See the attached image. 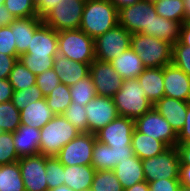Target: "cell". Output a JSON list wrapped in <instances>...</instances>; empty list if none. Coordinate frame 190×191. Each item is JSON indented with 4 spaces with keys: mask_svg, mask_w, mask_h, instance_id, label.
Wrapping results in <instances>:
<instances>
[{
    "mask_svg": "<svg viewBox=\"0 0 190 191\" xmlns=\"http://www.w3.org/2000/svg\"><path fill=\"white\" fill-rule=\"evenodd\" d=\"M119 24L118 10L108 0H86L80 30L96 39Z\"/></svg>",
    "mask_w": 190,
    "mask_h": 191,
    "instance_id": "6da1fadb",
    "label": "cell"
},
{
    "mask_svg": "<svg viewBox=\"0 0 190 191\" xmlns=\"http://www.w3.org/2000/svg\"><path fill=\"white\" fill-rule=\"evenodd\" d=\"M130 47L146 68L164 67L172 63L173 45L156 37L134 33Z\"/></svg>",
    "mask_w": 190,
    "mask_h": 191,
    "instance_id": "7a4b0ae2",
    "label": "cell"
},
{
    "mask_svg": "<svg viewBox=\"0 0 190 191\" xmlns=\"http://www.w3.org/2000/svg\"><path fill=\"white\" fill-rule=\"evenodd\" d=\"M80 133L62 114L55 115L40 129V154L57 155L63 146Z\"/></svg>",
    "mask_w": 190,
    "mask_h": 191,
    "instance_id": "3957f363",
    "label": "cell"
},
{
    "mask_svg": "<svg viewBox=\"0 0 190 191\" xmlns=\"http://www.w3.org/2000/svg\"><path fill=\"white\" fill-rule=\"evenodd\" d=\"M113 100L119 116L134 120L153 108L137 78L124 80Z\"/></svg>",
    "mask_w": 190,
    "mask_h": 191,
    "instance_id": "277c9868",
    "label": "cell"
},
{
    "mask_svg": "<svg viewBox=\"0 0 190 191\" xmlns=\"http://www.w3.org/2000/svg\"><path fill=\"white\" fill-rule=\"evenodd\" d=\"M58 54L81 63H92L95 57L94 39L80 29L58 32Z\"/></svg>",
    "mask_w": 190,
    "mask_h": 191,
    "instance_id": "5b68a950",
    "label": "cell"
},
{
    "mask_svg": "<svg viewBox=\"0 0 190 191\" xmlns=\"http://www.w3.org/2000/svg\"><path fill=\"white\" fill-rule=\"evenodd\" d=\"M158 14L153 3L141 0L118 11L119 25L129 33L152 36L154 17Z\"/></svg>",
    "mask_w": 190,
    "mask_h": 191,
    "instance_id": "8992f818",
    "label": "cell"
},
{
    "mask_svg": "<svg viewBox=\"0 0 190 191\" xmlns=\"http://www.w3.org/2000/svg\"><path fill=\"white\" fill-rule=\"evenodd\" d=\"M84 4L85 0H61L42 17V21L58 32L79 29Z\"/></svg>",
    "mask_w": 190,
    "mask_h": 191,
    "instance_id": "52a82bcc",
    "label": "cell"
},
{
    "mask_svg": "<svg viewBox=\"0 0 190 191\" xmlns=\"http://www.w3.org/2000/svg\"><path fill=\"white\" fill-rule=\"evenodd\" d=\"M145 181L179 179L180 157L177 147H169L163 153L142 160Z\"/></svg>",
    "mask_w": 190,
    "mask_h": 191,
    "instance_id": "ba28073f",
    "label": "cell"
},
{
    "mask_svg": "<svg viewBox=\"0 0 190 191\" xmlns=\"http://www.w3.org/2000/svg\"><path fill=\"white\" fill-rule=\"evenodd\" d=\"M131 35L118 24L94 39L96 59L111 62L130 47Z\"/></svg>",
    "mask_w": 190,
    "mask_h": 191,
    "instance_id": "9c48e42d",
    "label": "cell"
},
{
    "mask_svg": "<svg viewBox=\"0 0 190 191\" xmlns=\"http://www.w3.org/2000/svg\"><path fill=\"white\" fill-rule=\"evenodd\" d=\"M96 140L95 134L89 132L80 133L63 146L55 157L64 166L92 165L93 146Z\"/></svg>",
    "mask_w": 190,
    "mask_h": 191,
    "instance_id": "30bf717a",
    "label": "cell"
},
{
    "mask_svg": "<svg viewBox=\"0 0 190 191\" xmlns=\"http://www.w3.org/2000/svg\"><path fill=\"white\" fill-rule=\"evenodd\" d=\"M134 121L139 132L164 142L168 147L177 146V133L154 107Z\"/></svg>",
    "mask_w": 190,
    "mask_h": 191,
    "instance_id": "8fae6325",
    "label": "cell"
},
{
    "mask_svg": "<svg viewBox=\"0 0 190 191\" xmlns=\"http://www.w3.org/2000/svg\"><path fill=\"white\" fill-rule=\"evenodd\" d=\"M90 75L97 95L113 98L124 79L113 69L111 62L95 59L90 64Z\"/></svg>",
    "mask_w": 190,
    "mask_h": 191,
    "instance_id": "7c38bea8",
    "label": "cell"
},
{
    "mask_svg": "<svg viewBox=\"0 0 190 191\" xmlns=\"http://www.w3.org/2000/svg\"><path fill=\"white\" fill-rule=\"evenodd\" d=\"M25 191H48L46 156L37 154L18 160Z\"/></svg>",
    "mask_w": 190,
    "mask_h": 191,
    "instance_id": "4fadbf2b",
    "label": "cell"
},
{
    "mask_svg": "<svg viewBox=\"0 0 190 191\" xmlns=\"http://www.w3.org/2000/svg\"><path fill=\"white\" fill-rule=\"evenodd\" d=\"M85 110L88 132L91 134H96L119 116L113 98L103 95H96L85 105Z\"/></svg>",
    "mask_w": 190,
    "mask_h": 191,
    "instance_id": "5bb4252c",
    "label": "cell"
},
{
    "mask_svg": "<svg viewBox=\"0 0 190 191\" xmlns=\"http://www.w3.org/2000/svg\"><path fill=\"white\" fill-rule=\"evenodd\" d=\"M134 129V119L118 116L95 135L99 142L104 143L109 147H126L132 145Z\"/></svg>",
    "mask_w": 190,
    "mask_h": 191,
    "instance_id": "9a60e30c",
    "label": "cell"
},
{
    "mask_svg": "<svg viewBox=\"0 0 190 191\" xmlns=\"http://www.w3.org/2000/svg\"><path fill=\"white\" fill-rule=\"evenodd\" d=\"M164 96L182 101L190 98V76L173 63L163 67Z\"/></svg>",
    "mask_w": 190,
    "mask_h": 191,
    "instance_id": "2e32d148",
    "label": "cell"
},
{
    "mask_svg": "<svg viewBox=\"0 0 190 191\" xmlns=\"http://www.w3.org/2000/svg\"><path fill=\"white\" fill-rule=\"evenodd\" d=\"M26 53L30 56H57L58 31L43 23L34 32Z\"/></svg>",
    "mask_w": 190,
    "mask_h": 191,
    "instance_id": "e0dca14e",
    "label": "cell"
},
{
    "mask_svg": "<svg viewBox=\"0 0 190 191\" xmlns=\"http://www.w3.org/2000/svg\"><path fill=\"white\" fill-rule=\"evenodd\" d=\"M188 103L189 101L164 96L153 107L170 123L171 127L178 134L185 123Z\"/></svg>",
    "mask_w": 190,
    "mask_h": 191,
    "instance_id": "ac0fdd59",
    "label": "cell"
},
{
    "mask_svg": "<svg viewBox=\"0 0 190 191\" xmlns=\"http://www.w3.org/2000/svg\"><path fill=\"white\" fill-rule=\"evenodd\" d=\"M90 64L77 62L58 54L54 59L53 69L60 77L61 83L71 87L90 73Z\"/></svg>",
    "mask_w": 190,
    "mask_h": 191,
    "instance_id": "d6986e66",
    "label": "cell"
},
{
    "mask_svg": "<svg viewBox=\"0 0 190 191\" xmlns=\"http://www.w3.org/2000/svg\"><path fill=\"white\" fill-rule=\"evenodd\" d=\"M40 129L23 124L13 132V142L19 158L40 154Z\"/></svg>",
    "mask_w": 190,
    "mask_h": 191,
    "instance_id": "ffe728a7",
    "label": "cell"
},
{
    "mask_svg": "<svg viewBox=\"0 0 190 191\" xmlns=\"http://www.w3.org/2000/svg\"><path fill=\"white\" fill-rule=\"evenodd\" d=\"M43 24L42 18L28 17L15 19L11 24V30L14 31V40L16 42V52L20 56L26 53L30 45L34 32Z\"/></svg>",
    "mask_w": 190,
    "mask_h": 191,
    "instance_id": "44dd1931",
    "label": "cell"
},
{
    "mask_svg": "<svg viewBox=\"0 0 190 191\" xmlns=\"http://www.w3.org/2000/svg\"><path fill=\"white\" fill-rule=\"evenodd\" d=\"M113 172L123 189L145 181L142 160L136 155L124 161H119Z\"/></svg>",
    "mask_w": 190,
    "mask_h": 191,
    "instance_id": "7402d4cb",
    "label": "cell"
},
{
    "mask_svg": "<svg viewBox=\"0 0 190 191\" xmlns=\"http://www.w3.org/2000/svg\"><path fill=\"white\" fill-rule=\"evenodd\" d=\"M95 173L92 165L64 166V185L74 191H89Z\"/></svg>",
    "mask_w": 190,
    "mask_h": 191,
    "instance_id": "603a6c76",
    "label": "cell"
},
{
    "mask_svg": "<svg viewBox=\"0 0 190 191\" xmlns=\"http://www.w3.org/2000/svg\"><path fill=\"white\" fill-rule=\"evenodd\" d=\"M111 64L113 69L124 80L137 78L146 68L131 47L121 52L118 57L111 61Z\"/></svg>",
    "mask_w": 190,
    "mask_h": 191,
    "instance_id": "cb8c5ba5",
    "label": "cell"
},
{
    "mask_svg": "<svg viewBox=\"0 0 190 191\" xmlns=\"http://www.w3.org/2000/svg\"><path fill=\"white\" fill-rule=\"evenodd\" d=\"M54 116L55 114L47 105L45 98L34 101L20 110L21 124L38 129H41Z\"/></svg>",
    "mask_w": 190,
    "mask_h": 191,
    "instance_id": "d4e9b609",
    "label": "cell"
},
{
    "mask_svg": "<svg viewBox=\"0 0 190 191\" xmlns=\"http://www.w3.org/2000/svg\"><path fill=\"white\" fill-rule=\"evenodd\" d=\"M137 79L153 105L164 97L163 67L145 68Z\"/></svg>",
    "mask_w": 190,
    "mask_h": 191,
    "instance_id": "484cf974",
    "label": "cell"
},
{
    "mask_svg": "<svg viewBox=\"0 0 190 191\" xmlns=\"http://www.w3.org/2000/svg\"><path fill=\"white\" fill-rule=\"evenodd\" d=\"M132 148L134 154L143 160L159 155L169 147L164 142L141 133L135 128L132 136Z\"/></svg>",
    "mask_w": 190,
    "mask_h": 191,
    "instance_id": "4316f807",
    "label": "cell"
},
{
    "mask_svg": "<svg viewBox=\"0 0 190 191\" xmlns=\"http://www.w3.org/2000/svg\"><path fill=\"white\" fill-rule=\"evenodd\" d=\"M0 191H25L18 161L0 165Z\"/></svg>",
    "mask_w": 190,
    "mask_h": 191,
    "instance_id": "83f0119b",
    "label": "cell"
},
{
    "mask_svg": "<svg viewBox=\"0 0 190 191\" xmlns=\"http://www.w3.org/2000/svg\"><path fill=\"white\" fill-rule=\"evenodd\" d=\"M181 25L157 15L154 17L152 36L173 45L179 40Z\"/></svg>",
    "mask_w": 190,
    "mask_h": 191,
    "instance_id": "f1b7e54d",
    "label": "cell"
},
{
    "mask_svg": "<svg viewBox=\"0 0 190 191\" xmlns=\"http://www.w3.org/2000/svg\"><path fill=\"white\" fill-rule=\"evenodd\" d=\"M153 5L159 16L181 24L185 22L183 0H157Z\"/></svg>",
    "mask_w": 190,
    "mask_h": 191,
    "instance_id": "f546056e",
    "label": "cell"
},
{
    "mask_svg": "<svg viewBox=\"0 0 190 191\" xmlns=\"http://www.w3.org/2000/svg\"><path fill=\"white\" fill-rule=\"evenodd\" d=\"M69 89L72 102L82 106L87 105L97 95L90 73L78 80L77 83L73 84Z\"/></svg>",
    "mask_w": 190,
    "mask_h": 191,
    "instance_id": "4dcf8cb0",
    "label": "cell"
},
{
    "mask_svg": "<svg viewBox=\"0 0 190 191\" xmlns=\"http://www.w3.org/2000/svg\"><path fill=\"white\" fill-rule=\"evenodd\" d=\"M45 100L55 115L62 114L72 102L70 89L60 83L45 97Z\"/></svg>",
    "mask_w": 190,
    "mask_h": 191,
    "instance_id": "1f68e13d",
    "label": "cell"
},
{
    "mask_svg": "<svg viewBox=\"0 0 190 191\" xmlns=\"http://www.w3.org/2000/svg\"><path fill=\"white\" fill-rule=\"evenodd\" d=\"M8 80L14 91L36 85V75L28 70L19 59L15 62Z\"/></svg>",
    "mask_w": 190,
    "mask_h": 191,
    "instance_id": "d6a6232c",
    "label": "cell"
},
{
    "mask_svg": "<svg viewBox=\"0 0 190 191\" xmlns=\"http://www.w3.org/2000/svg\"><path fill=\"white\" fill-rule=\"evenodd\" d=\"M92 166L95 168L96 171L113 170V148L96 140L93 146Z\"/></svg>",
    "mask_w": 190,
    "mask_h": 191,
    "instance_id": "836d02e7",
    "label": "cell"
},
{
    "mask_svg": "<svg viewBox=\"0 0 190 191\" xmlns=\"http://www.w3.org/2000/svg\"><path fill=\"white\" fill-rule=\"evenodd\" d=\"M20 124V111L12 101L0 103V131L15 132Z\"/></svg>",
    "mask_w": 190,
    "mask_h": 191,
    "instance_id": "e575fe53",
    "label": "cell"
},
{
    "mask_svg": "<svg viewBox=\"0 0 190 191\" xmlns=\"http://www.w3.org/2000/svg\"><path fill=\"white\" fill-rule=\"evenodd\" d=\"M91 191H123V187L113 170L96 171Z\"/></svg>",
    "mask_w": 190,
    "mask_h": 191,
    "instance_id": "d590c367",
    "label": "cell"
},
{
    "mask_svg": "<svg viewBox=\"0 0 190 191\" xmlns=\"http://www.w3.org/2000/svg\"><path fill=\"white\" fill-rule=\"evenodd\" d=\"M55 57L56 56H30L28 53H23L18 59L28 70L37 76L53 68Z\"/></svg>",
    "mask_w": 190,
    "mask_h": 191,
    "instance_id": "8d00e7d4",
    "label": "cell"
},
{
    "mask_svg": "<svg viewBox=\"0 0 190 191\" xmlns=\"http://www.w3.org/2000/svg\"><path fill=\"white\" fill-rule=\"evenodd\" d=\"M4 6L15 19L38 16L36 0H4Z\"/></svg>",
    "mask_w": 190,
    "mask_h": 191,
    "instance_id": "74e56055",
    "label": "cell"
},
{
    "mask_svg": "<svg viewBox=\"0 0 190 191\" xmlns=\"http://www.w3.org/2000/svg\"><path fill=\"white\" fill-rule=\"evenodd\" d=\"M48 189L64 185V165L55 156H46Z\"/></svg>",
    "mask_w": 190,
    "mask_h": 191,
    "instance_id": "f35d334b",
    "label": "cell"
},
{
    "mask_svg": "<svg viewBox=\"0 0 190 191\" xmlns=\"http://www.w3.org/2000/svg\"><path fill=\"white\" fill-rule=\"evenodd\" d=\"M62 115L81 133L88 132L85 106L71 102Z\"/></svg>",
    "mask_w": 190,
    "mask_h": 191,
    "instance_id": "ab89813d",
    "label": "cell"
},
{
    "mask_svg": "<svg viewBox=\"0 0 190 191\" xmlns=\"http://www.w3.org/2000/svg\"><path fill=\"white\" fill-rule=\"evenodd\" d=\"M20 158L17 155L13 142V132L0 133V165L17 162Z\"/></svg>",
    "mask_w": 190,
    "mask_h": 191,
    "instance_id": "60d3db41",
    "label": "cell"
},
{
    "mask_svg": "<svg viewBox=\"0 0 190 191\" xmlns=\"http://www.w3.org/2000/svg\"><path fill=\"white\" fill-rule=\"evenodd\" d=\"M44 98H45L44 95L37 87V85H32L28 88L19 91H14L11 101L20 111L29 104L33 103L34 101Z\"/></svg>",
    "mask_w": 190,
    "mask_h": 191,
    "instance_id": "b9f144b4",
    "label": "cell"
},
{
    "mask_svg": "<svg viewBox=\"0 0 190 191\" xmlns=\"http://www.w3.org/2000/svg\"><path fill=\"white\" fill-rule=\"evenodd\" d=\"M172 63L190 76V46L179 40L173 44Z\"/></svg>",
    "mask_w": 190,
    "mask_h": 191,
    "instance_id": "7bdbcfd3",
    "label": "cell"
},
{
    "mask_svg": "<svg viewBox=\"0 0 190 191\" xmlns=\"http://www.w3.org/2000/svg\"><path fill=\"white\" fill-rule=\"evenodd\" d=\"M60 83V77L53 68L36 76V85L44 97H46Z\"/></svg>",
    "mask_w": 190,
    "mask_h": 191,
    "instance_id": "ee69618b",
    "label": "cell"
},
{
    "mask_svg": "<svg viewBox=\"0 0 190 191\" xmlns=\"http://www.w3.org/2000/svg\"><path fill=\"white\" fill-rule=\"evenodd\" d=\"M0 53L11 56H19L16 52L14 31L11 30L10 25H4L0 28Z\"/></svg>",
    "mask_w": 190,
    "mask_h": 191,
    "instance_id": "f6af8a7d",
    "label": "cell"
},
{
    "mask_svg": "<svg viewBox=\"0 0 190 191\" xmlns=\"http://www.w3.org/2000/svg\"><path fill=\"white\" fill-rule=\"evenodd\" d=\"M150 191H178L181 185L179 179H158L148 182Z\"/></svg>",
    "mask_w": 190,
    "mask_h": 191,
    "instance_id": "bcb514c9",
    "label": "cell"
},
{
    "mask_svg": "<svg viewBox=\"0 0 190 191\" xmlns=\"http://www.w3.org/2000/svg\"><path fill=\"white\" fill-rule=\"evenodd\" d=\"M19 56H11L0 53V79H8L10 72Z\"/></svg>",
    "mask_w": 190,
    "mask_h": 191,
    "instance_id": "7dc6e473",
    "label": "cell"
},
{
    "mask_svg": "<svg viewBox=\"0 0 190 191\" xmlns=\"http://www.w3.org/2000/svg\"><path fill=\"white\" fill-rule=\"evenodd\" d=\"M112 148L114 155V168L116 167L119 161H124L125 159L135 156L132 145H128L126 147L112 146Z\"/></svg>",
    "mask_w": 190,
    "mask_h": 191,
    "instance_id": "c3c4849f",
    "label": "cell"
},
{
    "mask_svg": "<svg viewBox=\"0 0 190 191\" xmlns=\"http://www.w3.org/2000/svg\"><path fill=\"white\" fill-rule=\"evenodd\" d=\"M187 141H190V102L188 103L184 126L177 134V144H182Z\"/></svg>",
    "mask_w": 190,
    "mask_h": 191,
    "instance_id": "681fc988",
    "label": "cell"
},
{
    "mask_svg": "<svg viewBox=\"0 0 190 191\" xmlns=\"http://www.w3.org/2000/svg\"><path fill=\"white\" fill-rule=\"evenodd\" d=\"M13 87L8 79H0V103L12 100Z\"/></svg>",
    "mask_w": 190,
    "mask_h": 191,
    "instance_id": "f907efd6",
    "label": "cell"
},
{
    "mask_svg": "<svg viewBox=\"0 0 190 191\" xmlns=\"http://www.w3.org/2000/svg\"><path fill=\"white\" fill-rule=\"evenodd\" d=\"M61 0H36V11L39 17H43L49 10L54 8Z\"/></svg>",
    "mask_w": 190,
    "mask_h": 191,
    "instance_id": "816d5d0a",
    "label": "cell"
},
{
    "mask_svg": "<svg viewBox=\"0 0 190 191\" xmlns=\"http://www.w3.org/2000/svg\"><path fill=\"white\" fill-rule=\"evenodd\" d=\"M180 157V165H190V141L177 144Z\"/></svg>",
    "mask_w": 190,
    "mask_h": 191,
    "instance_id": "f5cc1de1",
    "label": "cell"
},
{
    "mask_svg": "<svg viewBox=\"0 0 190 191\" xmlns=\"http://www.w3.org/2000/svg\"><path fill=\"white\" fill-rule=\"evenodd\" d=\"M179 181L182 186L190 187V165H180Z\"/></svg>",
    "mask_w": 190,
    "mask_h": 191,
    "instance_id": "db71d44e",
    "label": "cell"
},
{
    "mask_svg": "<svg viewBox=\"0 0 190 191\" xmlns=\"http://www.w3.org/2000/svg\"><path fill=\"white\" fill-rule=\"evenodd\" d=\"M179 41L187 46H190V22L185 21L181 25Z\"/></svg>",
    "mask_w": 190,
    "mask_h": 191,
    "instance_id": "11a10c76",
    "label": "cell"
},
{
    "mask_svg": "<svg viewBox=\"0 0 190 191\" xmlns=\"http://www.w3.org/2000/svg\"><path fill=\"white\" fill-rule=\"evenodd\" d=\"M15 20L14 16L4 5H0V28L4 25H10Z\"/></svg>",
    "mask_w": 190,
    "mask_h": 191,
    "instance_id": "9f6ffc18",
    "label": "cell"
},
{
    "mask_svg": "<svg viewBox=\"0 0 190 191\" xmlns=\"http://www.w3.org/2000/svg\"><path fill=\"white\" fill-rule=\"evenodd\" d=\"M118 11L124 7L131 6L141 0H108Z\"/></svg>",
    "mask_w": 190,
    "mask_h": 191,
    "instance_id": "6f0895ef",
    "label": "cell"
},
{
    "mask_svg": "<svg viewBox=\"0 0 190 191\" xmlns=\"http://www.w3.org/2000/svg\"><path fill=\"white\" fill-rule=\"evenodd\" d=\"M123 191H150L149 184L146 181L134 184L132 187L126 188Z\"/></svg>",
    "mask_w": 190,
    "mask_h": 191,
    "instance_id": "680465c9",
    "label": "cell"
},
{
    "mask_svg": "<svg viewBox=\"0 0 190 191\" xmlns=\"http://www.w3.org/2000/svg\"><path fill=\"white\" fill-rule=\"evenodd\" d=\"M184 1V10H185V21L190 20V0Z\"/></svg>",
    "mask_w": 190,
    "mask_h": 191,
    "instance_id": "91938a15",
    "label": "cell"
},
{
    "mask_svg": "<svg viewBox=\"0 0 190 191\" xmlns=\"http://www.w3.org/2000/svg\"><path fill=\"white\" fill-rule=\"evenodd\" d=\"M48 191H74L70 187H67L66 185L58 186L53 189H50Z\"/></svg>",
    "mask_w": 190,
    "mask_h": 191,
    "instance_id": "94428289",
    "label": "cell"
},
{
    "mask_svg": "<svg viewBox=\"0 0 190 191\" xmlns=\"http://www.w3.org/2000/svg\"><path fill=\"white\" fill-rule=\"evenodd\" d=\"M178 191H190V187L180 185Z\"/></svg>",
    "mask_w": 190,
    "mask_h": 191,
    "instance_id": "6125c7cd",
    "label": "cell"
},
{
    "mask_svg": "<svg viewBox=\"0 0 190 191\" xmlns=\"http://www.w3.org/2000/svg\"><path fill=\"white\" fill-rule=\"evenodd\" d=\"M143 1H147V2L153 3V2H155V1H157V0H143Z\"/></svg>",
    "mask_w": 190,
    "mask_h": 191,
    "instance_id": "be15d7a7",
    "label": "cell"
},
{
    "mask_svg": "<svg viewBox=\"0 0 190 191\" xmlns=\"http://www.w3.org/2000/svg\"><path fill=\"white\" fill-rule=\"evenodd\" d=\"M0 5H4V0H0Z\"/></svg>",
    "mask_w": 190,
    "mask_h": 191,
    "instance_id": "e7e4bbea",
    "label": "cell"
}]
</instances>
